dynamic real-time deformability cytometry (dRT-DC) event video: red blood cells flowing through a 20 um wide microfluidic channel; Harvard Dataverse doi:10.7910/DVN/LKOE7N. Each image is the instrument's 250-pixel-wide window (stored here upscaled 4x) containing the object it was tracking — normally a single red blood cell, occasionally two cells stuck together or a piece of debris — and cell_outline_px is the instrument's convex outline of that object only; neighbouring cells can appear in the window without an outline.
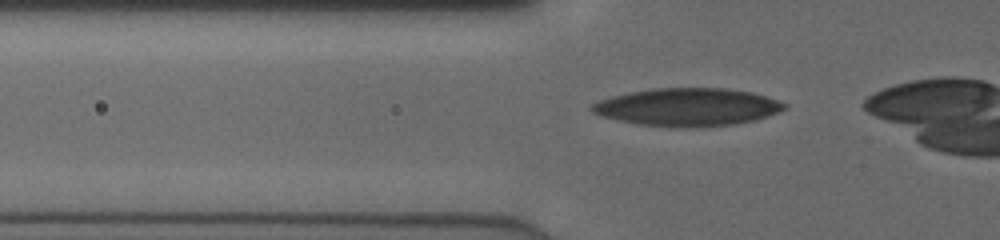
{"species": "human", "species_latin": "Homo sapiens", "temperature_condition": "cold", "stored_images_in_passage": 40, "camera_frame_rate_fps": 3000, "um_per_image_px": 0.085, "donor": {"sex": "male"}, "frame": {"image": 1, "passage_image": 15, "time_ms": 4.667, "image_size_px": [1000, 240], "cell_outline_px": [[788, 108], [756, 120], [732, 124], [696, 128], [672, 128], [636, 124], [600, 116], [592, 112], [588, 108], [592, 104], [600, 100], [612, 96], [628, 92], [656, 88], [724, 88], [752, 92], [788, 104]], "centroid_in_image_um": [58.41, 9.11], "position_along_channel_um": 67.4, "area_um2": 42.77}}
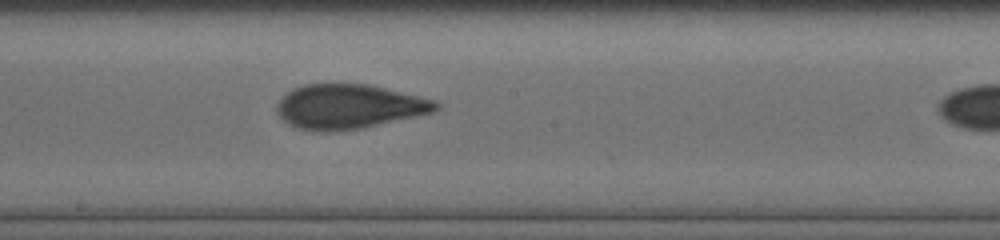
{"frame": {"image": 2, "passage_image": 26, "time_ms": 8.333, "image_size_px": [1000, 240], "cell_outline_px": [[440, 108], [432, 112], [416, 116], [360, 128], [332, 132], [320, 132], [296, 128], [288, 124], [276, 112], [276, 104], [292, 88], [304, 84], [368, 84], [436, 100], [440, 104]], "centroid_in_image_um": [29.63, 9.06], "position_along_channel_um": 218.6, "area_um2": 41.15}}
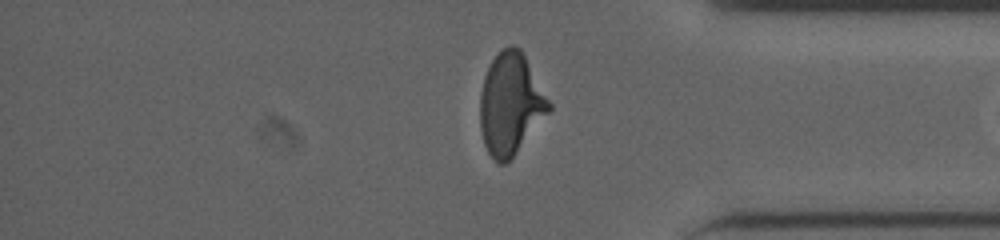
{"frame": {"image": 3, "passage_image": 39, "time_ms": 12.667, "image_size_px": [1000, 240], "cell_outline_px": [[552, 108], [516, 152], [504, 164], [500, 164], [488, 152], [484, 144], [480, 128], [480, 92], [484, 76], [492, 60], [500, 48], [508, 44], [512, 44], [520, 48], [552, 104]], "centroid_in_image_um": [43.38, 8.79], "position_along_channel_um": 391.8, "area_um2": 40.52}}